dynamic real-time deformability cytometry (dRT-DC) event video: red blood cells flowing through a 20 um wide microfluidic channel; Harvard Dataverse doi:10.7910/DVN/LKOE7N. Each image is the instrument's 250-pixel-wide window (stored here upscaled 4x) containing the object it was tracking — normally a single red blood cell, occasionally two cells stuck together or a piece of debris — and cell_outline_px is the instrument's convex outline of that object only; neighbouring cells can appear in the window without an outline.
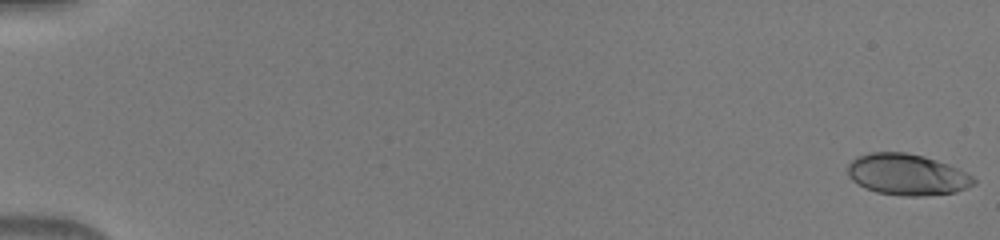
{"species": "human", "species_latin": "Homo sapiens", "temperature_condition": "warm", "stored_images_in_passage": 49, "camera_frame_rate_fps": 3000, "um_per_image_px": 0.085, "donor": {"sex": "male"}, "frame": {"image": 1, "passage_image": 1, "time_ms": 0.0, "image_size_px": [1000, 240], "cell_outline_px": [[976, 184], [956, 192], [924, 196], [900, 196], [876, 192], [864, 188], [852, 180], [848, 176], [848, 164], [856, 156], [872, 152], [904, 152], [924, 156], [948, 164], [972, 176], [976, 180]], "centroid_in_image_um": [77.08, 14.84], "position_along_channel_um": 7.9, "area_um2": 30.4}}
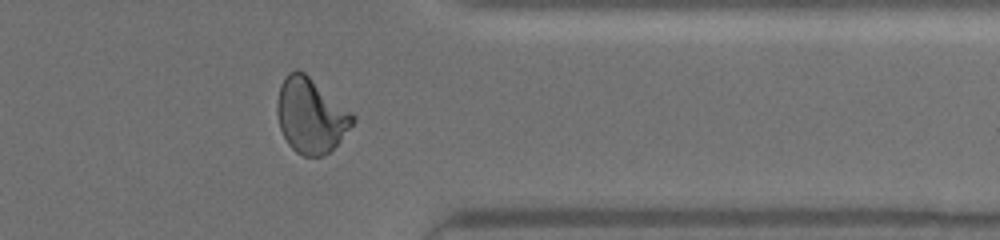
{"frame": {"image": 2, "passage_image": 42, "time_ms": 13.667, "image_size_px": [1000, 240], "cell_outline_px": [[356, 120], [340, 140], [328, 152], [320, 156], [304, 156], [296, 152], [288, 144], [280, 128], [276, 112], [276, 104], [280, 84], [288, 72], [296, 68], [304, 72], [352, 112], [356, 116]], "centroid_in_image_um": [26.4, 9.8], "position_along_channel_um": 385.0, "area_um2": 32.89}}
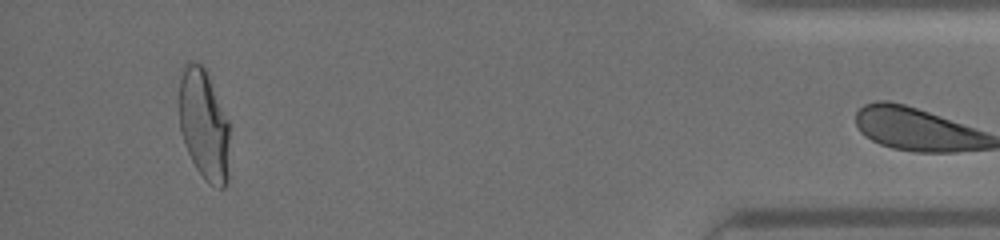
{"frame": {"image": 3, "passage_image": 48, "time_ms": 15.667, "image_size_px": [1000, 240], "cell_outline_px": [[228, 180], [224, 188], [220, 188], [204, 180], [196, 168], [184, 144], [180, 128], [180, 68], [188, 60], [192, 60], [204, 64], [228, 120]], "centroid_in_image_um": [17.32, 10.54], "position_along_channel_um": 417.9, "area_um2": 32.77}}